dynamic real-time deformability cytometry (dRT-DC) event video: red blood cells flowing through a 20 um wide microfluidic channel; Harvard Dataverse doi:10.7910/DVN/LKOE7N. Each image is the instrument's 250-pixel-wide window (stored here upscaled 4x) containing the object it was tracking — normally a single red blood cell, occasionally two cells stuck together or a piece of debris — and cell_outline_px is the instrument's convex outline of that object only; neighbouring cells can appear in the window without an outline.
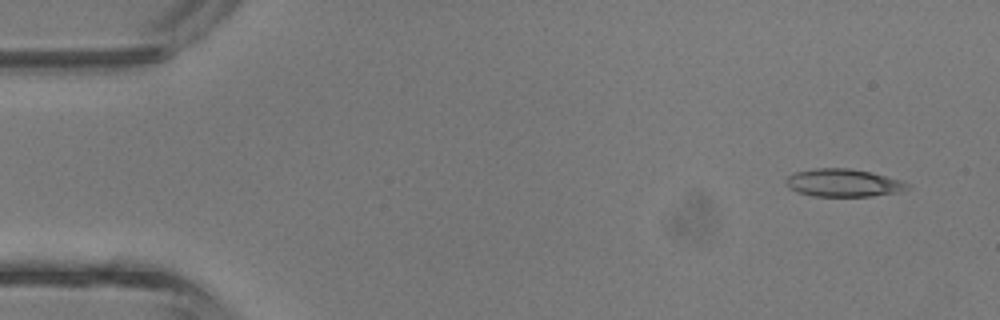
{"species": "common noctule bat (a hibernating species)", "species_latin": "Nyctalus noctula", "temperature_condition": "room temperature", "stored_images_in_passage": 40, "camera_frame_rate_fps": 3000, "um_per_image_px": 0.085, "animal": {"sex": "male", "body_mass_g": 13.3}, "frame": {"image": 1, "passage_image": 1, "time_ms": 0.0, "image_size_px": [1000, 320], "cell_outline_px": [[912, 188], [900, 192], [872, 196], [812, 196], [796, 192], [788, 188], [784, 180], [788, 176], [796, 172], [816, 168], [848, 168], [872, 172], [900, 180], [908, 184]], "centroid_in_image_um": [71.68, 15.55], "position_along_channel_um": 13.3, "area_um2": 19.83}}
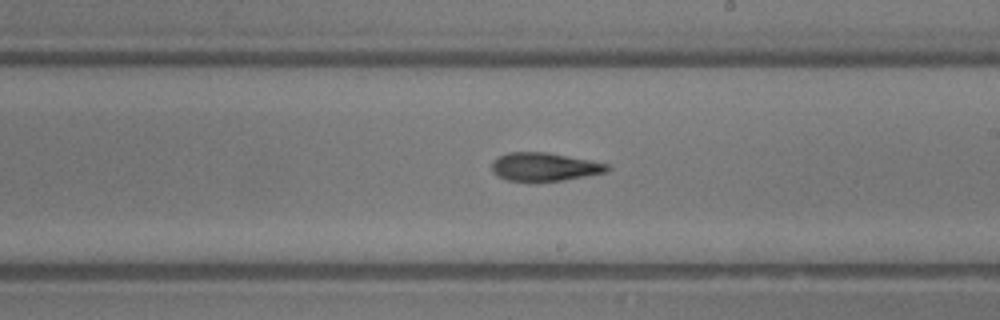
{"frame": {"image": 2, "passage_image": 22, "time_ms": 7.0, "image_size_px": [1000, 320], "cell_outline_px": [[612, 168], [608, 172], [564, 180], [508, 180], [496, 176], [492, 172], [492, 160], [508, 152], [544, 152], [588, 160], [608, 164]], "centroid_in_image_um": [46.27, 14.17], "position_along_channel_um": 242.7, "area_um2": 18.79}}
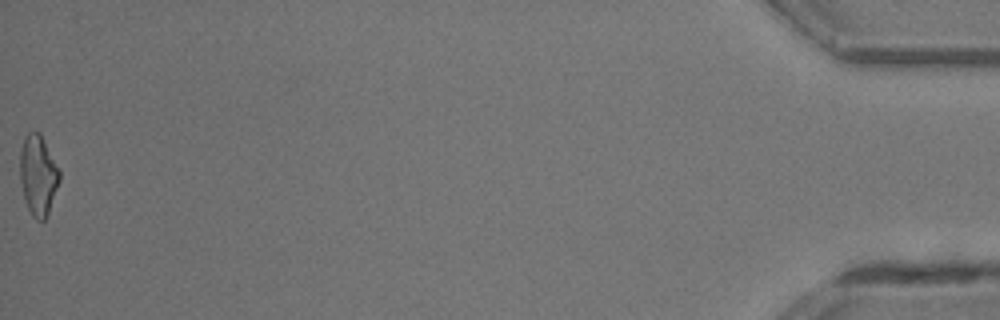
{"frame": {"image": 3, "passage_image": 40, "time_ms": 13.0, "image_size_px": [1000, 320], "cell_outline_px": [[60, 180], [48, 216], [44, 220], [36, 220], [32, 216], [24, 200], [20, 180], [20, 148], [24, 136], [28, 132], [40, 132], [60, 172]], "centroid_in_image_um": [3.23, 14.91], "position_along_channel_um": 432.0, "area_um2": 18.61}, "authors_computed_cell_mechanics": {"area_um2": 19.0162, "velocity_mm_per_s": 4.9313, "shape_relaxation_time_tau1_ms": 5.8553, "shape_relaxation_time_tau2_ms": 1.8883, "deformation_change_tau1": 0.1935, "deformation_change_tau2": 0.1196}}